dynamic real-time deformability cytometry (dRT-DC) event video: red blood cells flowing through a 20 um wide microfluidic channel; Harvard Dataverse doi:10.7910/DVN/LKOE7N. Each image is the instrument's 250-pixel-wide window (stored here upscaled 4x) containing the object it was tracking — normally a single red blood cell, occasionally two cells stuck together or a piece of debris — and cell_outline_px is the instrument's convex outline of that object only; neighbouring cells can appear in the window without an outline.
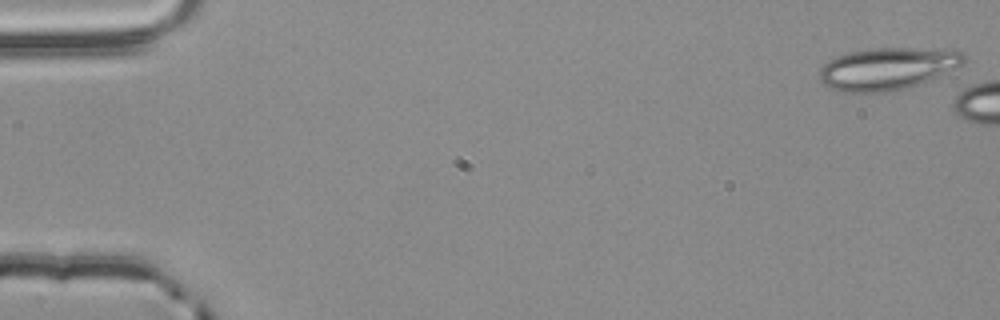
{"species": "common noctule bat (a hibernating species)", "species_latin": "Nyctalus noctula", "temperature_condition": "room temperature", "stored_images_in_passage": 47, "camera_frame_rate_fps": 3000, "um_per_image_px": 0.085, "animal": {"sex": "male", "body_mass_g": 20.4}, "frame": {"image": 1, "passage_image": 1, "time_ms": 0.0, "image_size_px": [1000, 320], "cell_outline_px": [[968, 60], [964, 64], [920, 84], [908, 88], [888, 92], [840, 92], [828, 88], [820, 80], [820, 68], [832, 56], [872, 48], [960, 48], [968, 56]], "centroid_in_image_um": [75.51, 5.81], "position_along_channel_um": 9.5, "area_um2": 36.41}}
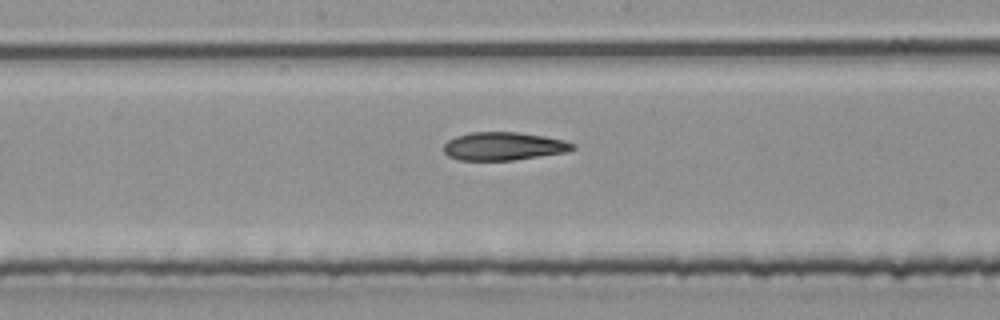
{"frame": {"image": 2, "passage_image": 28, "time_ms": 9.0, "image_size_px": [1000, 320], "cell_outline_px": [[576, 148], [564, 152], [512, 160], [460, 160], [448, 156], [444, 152], [444, 144], [448, 140], [456, 136], [472, 132], [516, 132], [544, 136], [564, 140], [576, 144]], "centroid_in_image_um": [42.79, 12.42], "position_along_channel_um": 205.4, "area_um2": 20.98}}
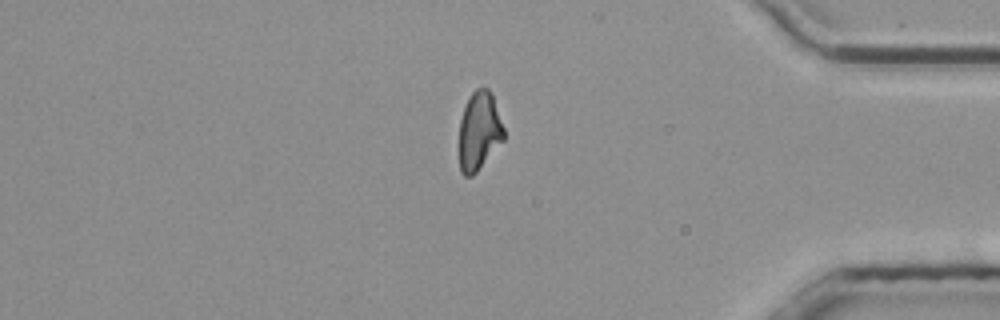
{"frame": {"image": 3, "passage_image": 45, "time_ms": 14.667, "image_size_px": [1000, 320], "cell_outline_px": [[504, 140], [476, 172], [472, 176], [464, 176], [460, 172], [460, 120], [468, 96], [476, 88], [488, 88], [492, 92], [504, 128]], "centroid_in_image_um": [40.74, 11.11], "position_along_channel_um": 394.5, "area_um2": 20.46}, "authors_computed_cell_mechanics": {"area_um2": 21.7906, "velocity_mm_per_s": 3.8592, "shape_relaxation_time_tau1_ms": null, "shape_relaxation_time_tau2_ms": 6.4902, "deformation_change_tau1": null, "deformation_change_tau2": 0.158}}